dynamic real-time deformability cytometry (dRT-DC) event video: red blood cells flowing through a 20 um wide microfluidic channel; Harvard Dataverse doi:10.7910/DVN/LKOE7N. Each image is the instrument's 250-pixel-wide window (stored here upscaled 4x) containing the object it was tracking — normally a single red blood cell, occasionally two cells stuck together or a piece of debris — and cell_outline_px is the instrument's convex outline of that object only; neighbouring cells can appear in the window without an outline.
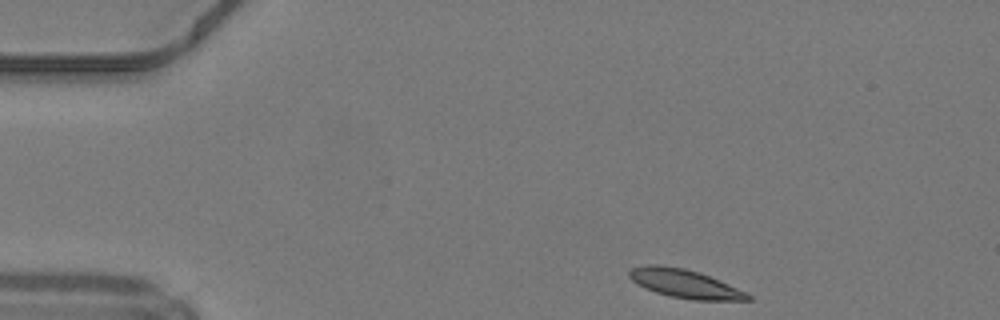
{"species": "common noctule bat (a hibernating species)", "species_latin": "Nyctalus noctula", "temperature_condition": "warm", "stored_images_in_passage": 42, "camera_frame_rate_fps": 3000, "um_per_image_px": 0.085, "animal": {"sex": "male", "body_mass_g": 19.2, "forearm_length_mm": 51.8}, "frame": {"image": 1, "passage_image": 1, "time_ms": 0.0, "image_size_px": [1000, 320], "cell_outline_px": [[752, 300], [692, 300], [668, 296], [656, 292], [632, 280], [628, 276], [628, 272], [632, 268], [648, 264], [656, 264], [684, 268], [700, 272], [748, 292], [752, 296]], "centroid_in_image_um": [58.26, 24.11], "position_along_channel_um": 26.7, "area_um2": 19.71}}
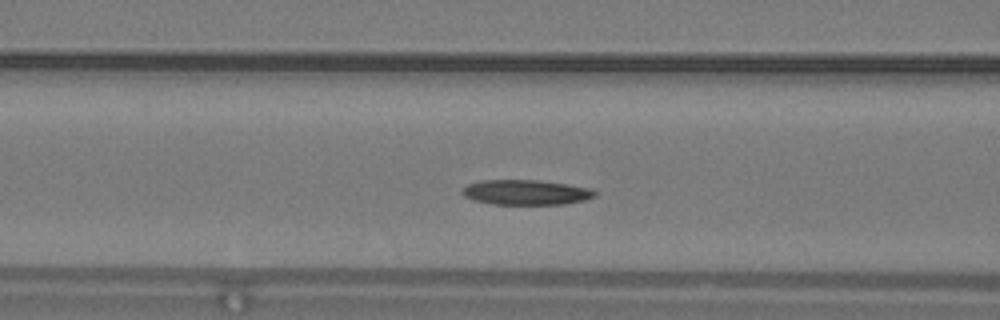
{"frame": {"image": 2, "passage_image": 13, "time_ms": 4.0, "image_size_px": [1000, 320], "cell_outline_px": [[596, 196], [584, 200], [564, 204], [492, 204], [472, 200], [464, 196], [460, 192], [460, 188], [468, 184], [480, 180], [540, 180], [568, 184], [588, 188], [596, 192]], "centroid_in_image_um": [44.64, 16.34], "position_along_channel_um": 122.0, "area_um2": 19.48}}
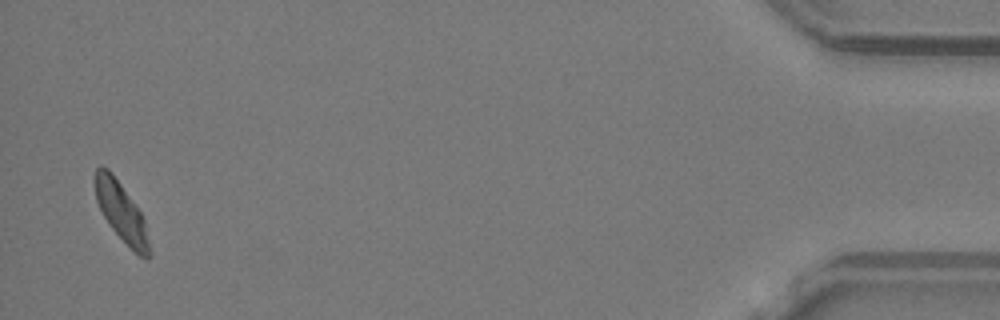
{"frame": {"image": 3, "passage_image": 41, "time_ms": 13.333, "image_size_px": [1000, 320], "cell_outline_px": [[148, 260], [140, 256], [112, 228], [104, 216], [96, 200], [96, 168], [100, 164], [108, 168], [112, 172], [140, 212], [144, 220], [148, 244]], "centroid_in_image_um": [10.28, 17.95], "position_along_channel_um": 424.9, "area_um2": 17.63}, "authors_computed_cell_mechanics": {"area_um2": 19.2763, "velocity_mm_per_s": 4.1933, "shape_relaxation_time_tau1_ms": 5.0274, "shape_relaxation_time_tau2_ms": 3.8551, "deformation_change_tau1": 0.1303, "deformation_change_tau2": 0.0986}}